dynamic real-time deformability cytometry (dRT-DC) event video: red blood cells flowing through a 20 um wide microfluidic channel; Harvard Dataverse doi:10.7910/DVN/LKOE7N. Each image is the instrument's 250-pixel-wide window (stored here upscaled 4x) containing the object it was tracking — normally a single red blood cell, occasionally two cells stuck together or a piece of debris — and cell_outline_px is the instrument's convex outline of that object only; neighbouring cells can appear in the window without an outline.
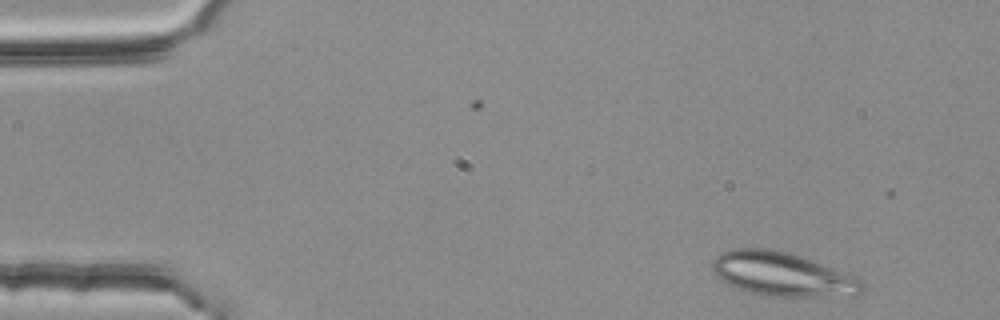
{"species": "common noctule bat (a hibernating species)", "species_latin": "Nyctalus noctula", "temperature_condition": "room temperature", "stored_images_in_passage": 5, "camera_frame_rate_fps": 3000, "um_per_image_px": 0.085, "animal": {"sex": "female", "body_mass_g": 25.1}, "frame": {"image": 1, "passage_image": 2, "time_ms": 0.333, "image_size_px": [1000, 320], "cell_outline_px": [[864, 288], [856, 296], [772, 296], [748, 292], [728, 284], [720, 280], [716, 276], [712, 268], [712, 264], [716, 256], [720, 252], [732, 248], [772, 248], [788, 252], [812, 260], [856, 276], [864, 280]], "centroid_in_image_um": [66.51, 23.3], "position_along_channel_um": 18.5, "area_um2": 38.55}}